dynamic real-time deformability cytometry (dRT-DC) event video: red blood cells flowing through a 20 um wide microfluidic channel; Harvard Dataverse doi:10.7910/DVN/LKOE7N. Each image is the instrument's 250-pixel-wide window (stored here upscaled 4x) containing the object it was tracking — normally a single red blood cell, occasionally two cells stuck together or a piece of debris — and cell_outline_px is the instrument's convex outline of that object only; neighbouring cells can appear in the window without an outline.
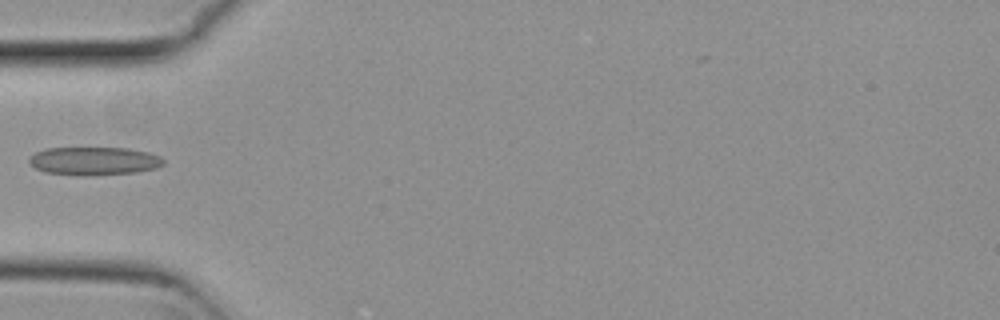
{"species": "common noctule bat (a hibernating species)", "species_latin": "Nyctalus noctula", "temperature_condition": "cold", "stored_images_in_passage": 6, "camera_frame_rate_fps": 3000, "um_per_image_px": 0.085, "animal": {"sex": "female", "body_mass_g": 29.2, "forearm_length_mm": 56.3}, "frame": {"image": 1, "passage_image": 5, "time_ms": 1.333, "image_size_px": [1000, 320], "cell_outline_px": [[164, 164], [156, 168], [136, 172], [84, 176], [44, 172], [36, 168], [28, 160], [28, 156], [44, 148], [128, 148], [148, 152], [160, 156], [164, 160]], "centroid_in_image_um": [7.98, 13.68], "position_along_channel_um": 77.0, "area_um2": 22.14}}
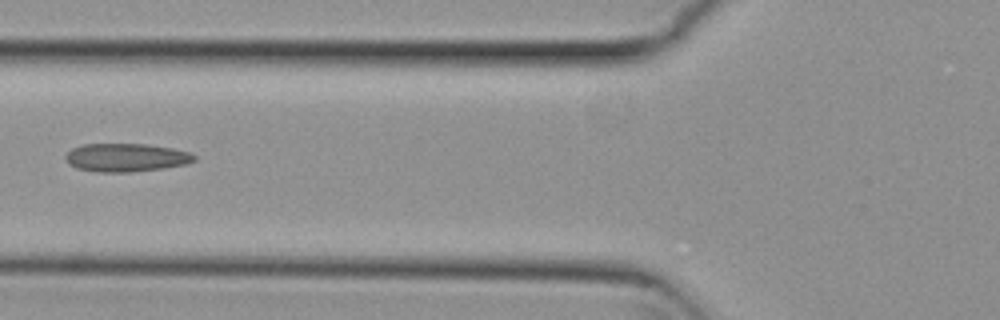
{"frame": {"image": 2, "passage_image": 6, "time_ms": 1.667, "image_size_px": [1000, 320], "cell_outline_px": [[196, 160], [184, 164], [164, 168], [132, 172], [96, 172], [76, 168], [68, 164], [64, 156], [72, 148], [84, 144], [144, 144], [172, 148], [188, 152], [196, 156]], "centroid_in_image_um": [10.68, 13.4], "position_along_channel_um": 115.1, "area_um2": 21.21}}